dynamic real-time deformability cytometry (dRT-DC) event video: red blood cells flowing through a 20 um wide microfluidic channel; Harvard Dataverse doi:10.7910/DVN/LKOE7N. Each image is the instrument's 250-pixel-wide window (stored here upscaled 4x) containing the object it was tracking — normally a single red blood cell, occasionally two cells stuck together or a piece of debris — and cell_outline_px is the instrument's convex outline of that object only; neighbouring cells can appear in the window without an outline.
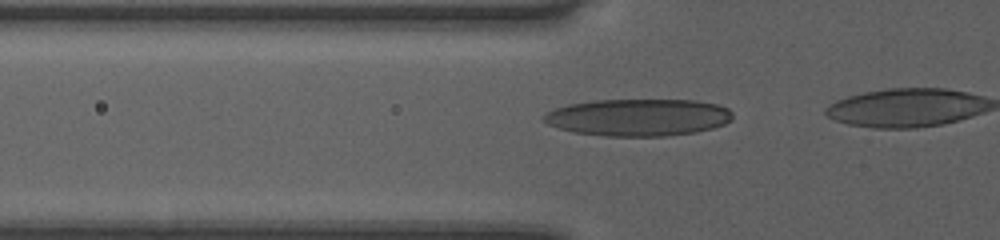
{"species": "human", "species_latin": "Homo sapiens", "temperature_condition": "room temperature", "stored_images_in_passage": 10, "camera_frame_rate_fps": 3000, "um_per_image_px": 0.085, "donor": {"sex": "female"}, "frame": {"image": 1, "passage_image": 7, "time_ms": 2.0, "image_size_px": [1000, 240], "cell_outline_px": [[732, 120], [724, 124], [712, 128], [696, 132], [664, 136], [604, 136], [572, 132], [548, 124], [544, 120], [544, 112], [568, 104], [596, 100], [696, 100], [716, 104], [728, 108], [732, 112]], "centroid_in_image_um": [54.26, 9.97], "position_along_channel_um": 71.5, "area_um2": 40.92}}